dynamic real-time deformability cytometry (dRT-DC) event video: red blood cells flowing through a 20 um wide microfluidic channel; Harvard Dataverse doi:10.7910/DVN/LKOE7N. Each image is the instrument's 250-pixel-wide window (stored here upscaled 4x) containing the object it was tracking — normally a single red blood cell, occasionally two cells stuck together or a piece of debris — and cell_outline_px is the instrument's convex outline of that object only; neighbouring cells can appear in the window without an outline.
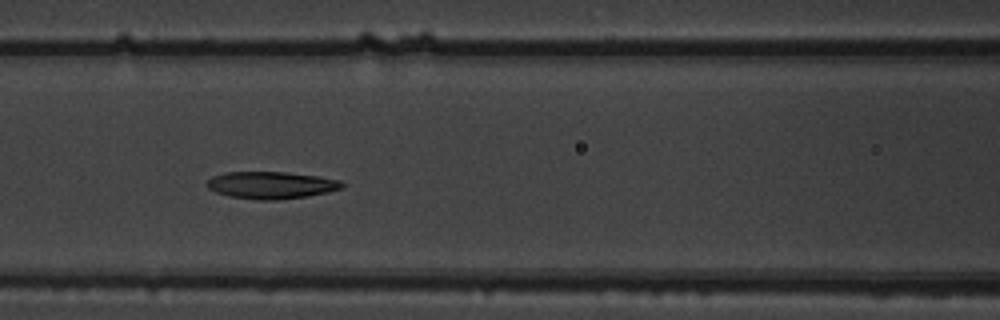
{"species": "common noctule bat (a hibernating species)", "species_latin": "Nyctalus noctula", "temperature_condition": "warm", "stored_images_in_passage": 10, "camera_frame_rate_fps": 3000, "um_per_image_px": 0.085, "animal": {"sex": "male", "body_mass_g": 19.5, "forearm_length_mm": 54.6}, "frame": {"image": 1, "passage_image": 6, "time_ms": 1.667, "image_size_px": [1000, 320], "cell_outline_px": [[344, 188], [328, 192], [308, 196], [276, 200], [260, 200], [228, 196], [216, 192], [208, 188], [204, 184], [212, 176], [224, 172], [284, 172], [316, 176], [340, 180], [344, 184]], "centroid_in_image_um": [23.03, 15.74], "position_along_channel_um": 143.6, "area_um2": 21.44}}
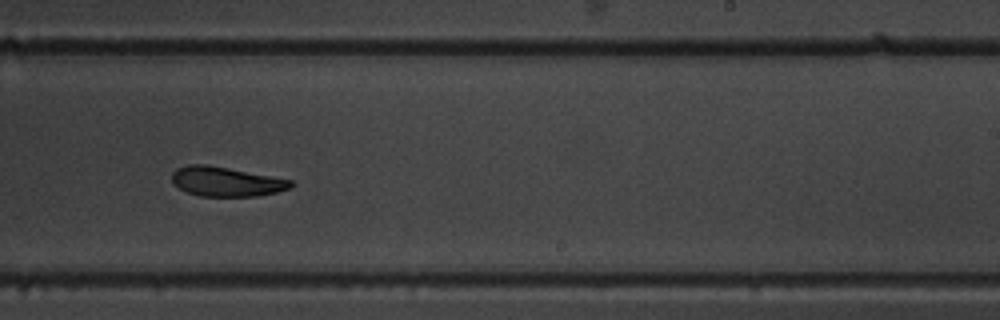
{"frame": {"image": 2, "passage_image": 9, "time_ms": 2.667, "image_size_px": [1000, 320], "cell_outline_px": [[296, 184], [292, 188], [276, 192], [256, 196], [200, 196], [184, 192], [172, 184], [172, 172], [176, 168], [188, 164], [208, 164], [272, 176], [292, 180]], "centroid_in_image_um": [19.2, 15.43], "position_along_channel_um": 269.8, "area_um2": 20.81}}
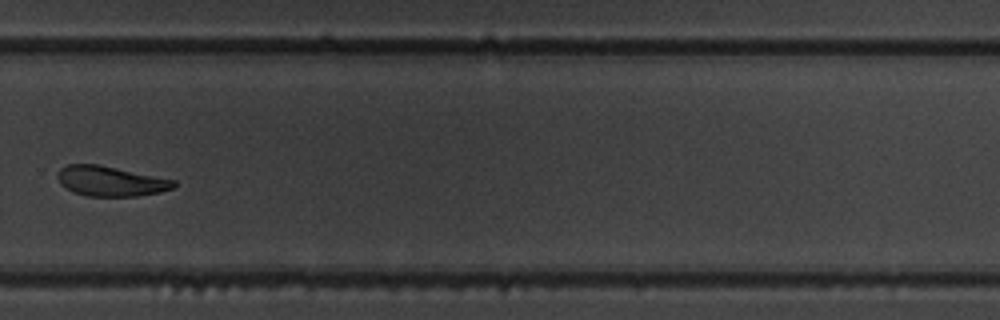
{"frame": {"image": 3, "passage_image": 10, "time_ms": 3.0, "image_size_px": [1000, 320], "cell_outline_px": [[176, 184], [172, 188], [160, 192], [136, 196], [88, 196], [72, 192], [60, 184], [56, 176], [60, 168], [68, 164], [96, 164], [176, 180]], "centroid_in_image_um": [9.36, 15.4], "position_along_channel_um": 320.4, "area_um2": 20.23}}